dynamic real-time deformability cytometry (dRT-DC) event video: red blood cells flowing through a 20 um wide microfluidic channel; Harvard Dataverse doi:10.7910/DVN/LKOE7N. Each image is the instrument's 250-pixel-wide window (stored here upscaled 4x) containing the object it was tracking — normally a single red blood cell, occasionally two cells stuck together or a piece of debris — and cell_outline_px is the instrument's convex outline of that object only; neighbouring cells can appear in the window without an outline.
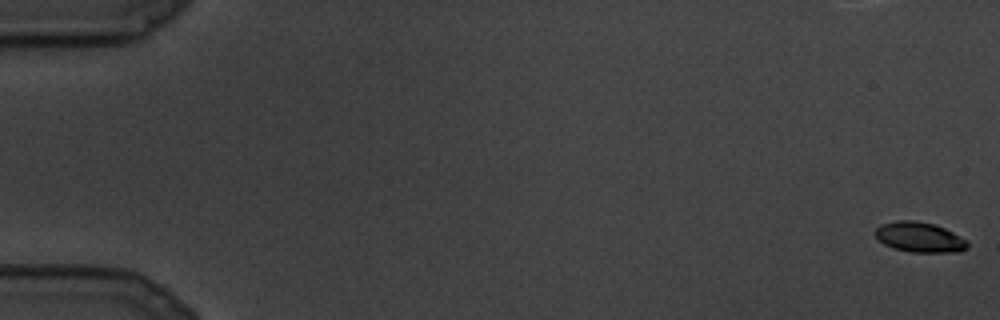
{"species": "common noctule bat (a hibernating species)", "species_latin": "Nyctalus noctula", "temperature_condition": "cold", "stored_images_in_passage": 12, "camera_frame_rate_fps": 3000, "um_per_image_px": 0.085, "animal": {"sex": "male", "body_mass_g": 19.5, "forearm_length_mm": 54.6}, "frame": {"image": 1, "passage_image": 1, "time_ms": 0.0, "image_size_px": [1000, 320], "cell_outline_px": [[968, 248], [960, 252], [912, 252], [892, 248], [884, 244], [876, 236], [876, 228], [880, 224], [896, 220], [916, 220], [936, 224], [968, 240]], "centroid_in_image_um": [78.18, 20.15], "position_along_channel_um": 6.8, "area_um2": 16.36}}
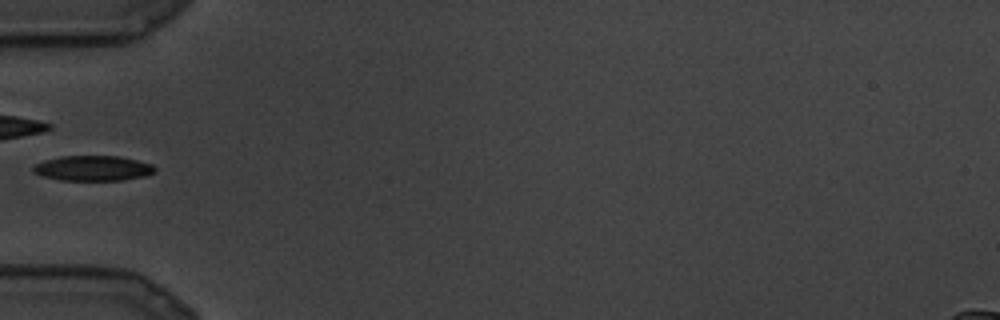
{"frame": {"image": 2, "passage_image": 10, "time_ms": 3.0, "image_size_px": [1000, 320], "cell_outline_px": [[156, 172], [144, 176], [124, 180], [60, 180], [40, 176], [32, 172], [32, 168], [36, 164], [44, 160], [60, 156], [120, 156], [152, 164], [156, 168]], "centroid_in_image_um": [7.88, 14.3], "position_along_channel_um": 77.1, "area_um2": 17.98}}
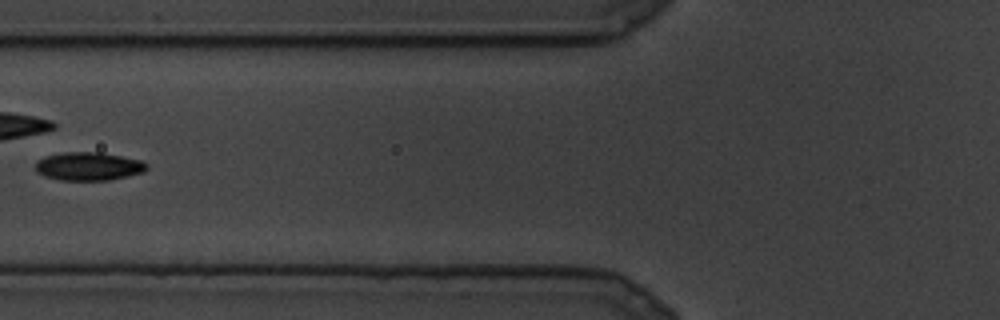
{"frame": {"image": 3, "passage_image": 12, "time_ms": 3.667, "image_size_px": [1000, 320], "cell_outline_px": [[148, 168], [144, 172], [128, 176], [108, 180], [60, 180], [44, 176], [36, 172], [36, 160], [44, 156], [64, 152], [100, 152], [144, 160], [148, 164]], "centroid_in_image_um": [7.55, 14.13], "position_along_channel_um": 118.3, "area_um2": 18.61}}